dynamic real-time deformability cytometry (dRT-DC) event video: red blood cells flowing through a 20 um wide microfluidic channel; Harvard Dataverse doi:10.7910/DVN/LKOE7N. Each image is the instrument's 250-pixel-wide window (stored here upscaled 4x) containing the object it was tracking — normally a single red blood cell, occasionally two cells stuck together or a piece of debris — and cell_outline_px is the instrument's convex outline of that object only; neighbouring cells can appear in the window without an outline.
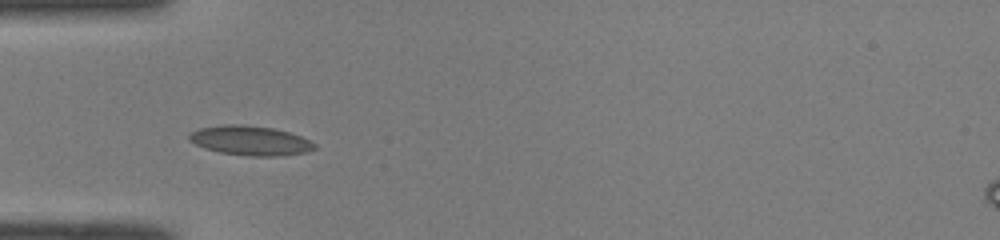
{"species": "common noctule bat (a hibernating species)", "species_latin": "Nyctalus noctula", "temperature_condition": "room temperature", "stored_images_in_passage": 6, "camera_frame_rate_fps": 3000, "um_per_image_px": 0.085, "animal": {"sex": "male", "body_mass_g": 19.0, "forearm_length_mm": 50.8}, "frame": {"image": 1, "passage_image": 3, "time_ms": 0.667, "image_size_px": [1000, 240], "cell_outline_px": [[316, 148], [308, 152], [280, 156], [248, 156], [220, 152], [204, 148], [188, 140], [188, 136], [192, 132], [200, 128], [224, 124], [240, 124], [272, 128], [288, 132], [300, 136], [316, 144]], "centroid_in_image_um": [21.28, 11.95], "position_along_channel_um": 63.7, "area_um2": 21.5}}